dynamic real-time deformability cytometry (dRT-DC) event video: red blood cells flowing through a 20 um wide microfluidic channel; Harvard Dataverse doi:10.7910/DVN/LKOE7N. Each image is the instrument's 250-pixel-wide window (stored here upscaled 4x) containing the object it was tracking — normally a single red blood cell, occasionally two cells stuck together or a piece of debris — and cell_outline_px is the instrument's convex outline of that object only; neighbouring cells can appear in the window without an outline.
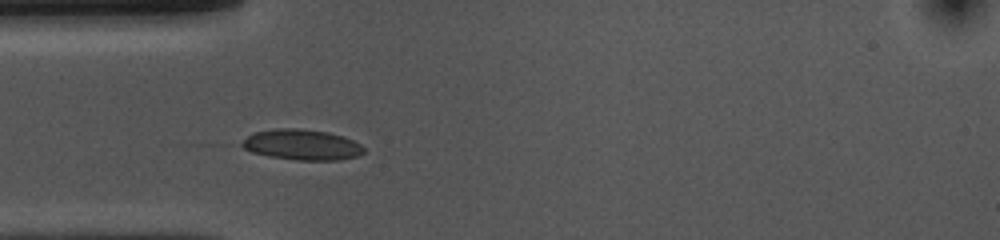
{"species": "common noctule bat (a hibernating species)", "species_latin": "Nyctalus noctula", "temperature_condition": "cold", "stored_images_in_passage": 28, "camera_frame_rate_fps": 3000, "um_per_image_px": 0.085, "animal": {"sex": "female", "body_mass_g": 10.0, "forearm_length_mm": 53.1}, "frame": {"image": 1, "passage_image": 6, "time_ms": 1.667, "image_size_px": [1000, 240], "cell_outline_px": [[364, 152], [356, 156], [340, 160], [296, 160], [268, 156], [252, 152], [236, 144], [252, 132], [276, 128], [300, 128], [328, 132], [344, 136], [360, 144], [364, 148]], "centroid_in_image_um": [25.6, 12.29], "position_along_channel_um": 59.4, "area_um2": 22.02}}
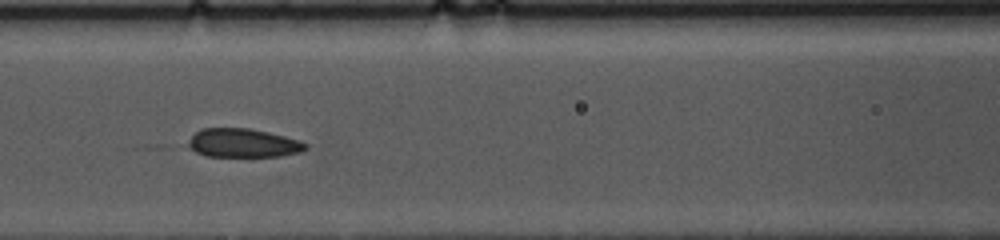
{"frame": {"image": 2, "passage_image": 13, "time_ms": 4.0, "image_size_px": [1000, 240], "cell_outline_px": [[308, 148], [300, 152], [280, 156], [204, 156], [196, 152], [184, 144], [196, 132], [204, 128], [248, 128], [268, 132], [300, 140], [308, 144]], "centroid_in_image_um": [20.65, 12.16], "position_along_channel_um": 146.0, "area_um2": 19.71}}
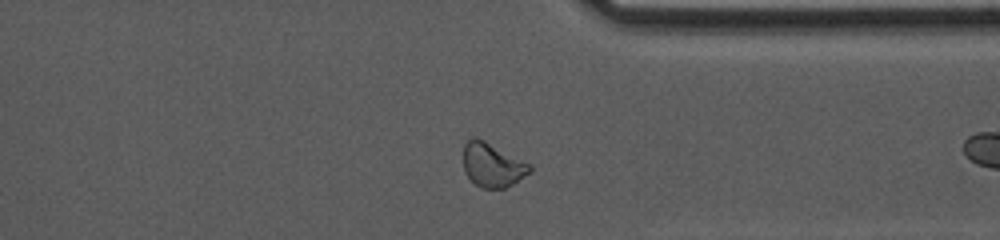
{"frame": {"image": 3, "passage_image": 25, "time_ms": 8.0, "image_size_px": [1000, 240], "cell_outline_px": [[532, 172], [512, 184], [504, 188], [480, 188], [464, 172], [464, 144], [472, 136], [484, 140], [532, 164]], "centroid_in_image_um": [41.88, 14.02], "position_along_channel_um": 369.5, "area_um2": 17.11}, "authors_computed_cell_mechanics": {"area_um2": 19.8254, "velocity_mm_per_s": 3.7449, "shape_relaxation_time_tau1_ms": null, "shape_relaxation_time_tau2_ms": 2.5693, "deformation_change_tau1": null, "deformation_change_tau2": 0.0779}}